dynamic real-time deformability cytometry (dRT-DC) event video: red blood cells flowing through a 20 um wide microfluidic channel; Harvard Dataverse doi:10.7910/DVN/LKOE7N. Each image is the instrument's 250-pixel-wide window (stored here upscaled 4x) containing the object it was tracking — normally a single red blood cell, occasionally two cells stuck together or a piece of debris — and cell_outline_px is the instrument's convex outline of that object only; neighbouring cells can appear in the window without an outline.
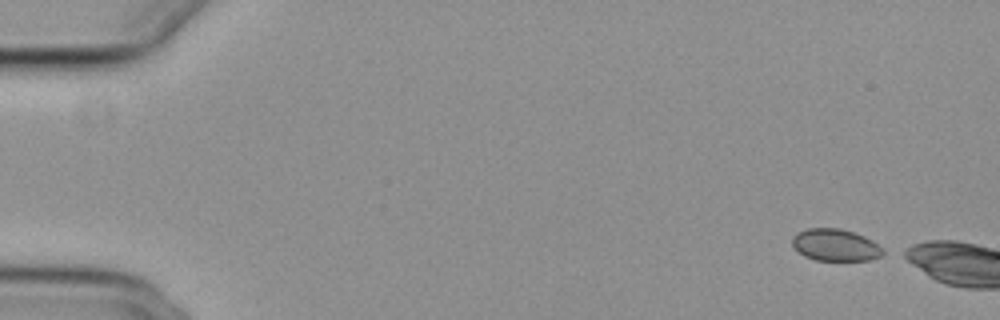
{"species": "common noctule bat (a hibernating species)", "species_latin": "Nyctalus noctula", "temperature_condition": "cold", "stored_images_in_passage": 7, "camera_frame_rate_fps": 3000, "um_per_image_px": 0.085, "animal": {"sex": "female", "body_mass_g": 29.2, "forearm_length_mm": 56.3}, "frame": {"image": 1, "passage_image": 1, "time_ms": 0.0, "image_size_px": [1000, 320], "cell_outline_px": [[888, 252], [880, 256], [868, 260], [816, 260], [804, 256], [792, 244], [792, 236], [796, 232], [808, 228], [840, 228], [864, 236], [872, 240], [884, 248]], "centroid_in_image_um": [71.03, 20.82], "position_along_channel_um": 14.0, "area_um2": 16.99}}